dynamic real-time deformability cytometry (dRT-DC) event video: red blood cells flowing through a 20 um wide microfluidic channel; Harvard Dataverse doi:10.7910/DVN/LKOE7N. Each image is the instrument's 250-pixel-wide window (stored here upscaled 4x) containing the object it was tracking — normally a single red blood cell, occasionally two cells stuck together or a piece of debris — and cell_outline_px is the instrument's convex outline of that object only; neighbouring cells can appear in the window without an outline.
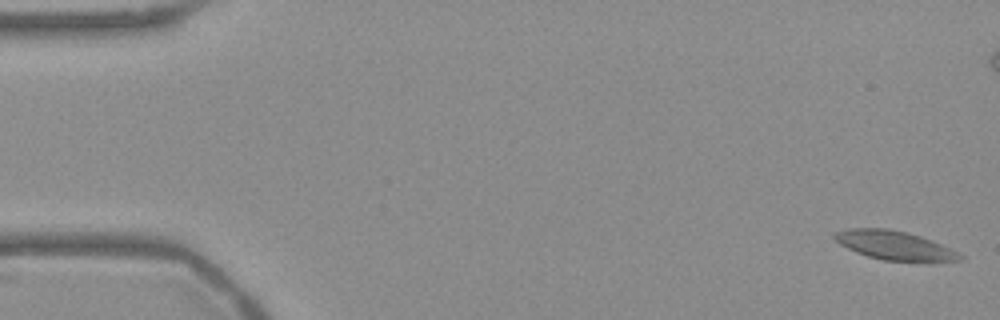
{"species": "Egyptian fruit bat (a non-hibernating species)", "species_latin": "Rousettus aegyptiacus", "temperature_condition": "warm", "stored_images_in_passage": 56, "camera_frame_rate_fps": 3000, "um_per_image_px": 0.085, "frame": {"image": 1, "passage_image": 1, "time_ms": 0.0, "image_size_px": [1000, 320], "cell_outline_px": [[964, 260], [884, 260], [868, 256], [856, 252], [840, 244], [832, 236], [836, 232], [848, 228], [888, 228], [920, 236], [932, 240], [964, 256]], "centroid_in_image_um": [75.97, 20.83], "position_along_channel_um": 9.0, "area_um2": 20.46}}
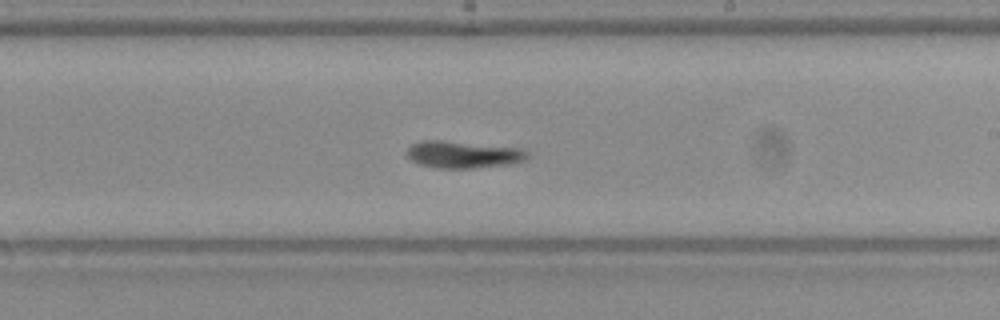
{"frame": {"image": 2, "passage_image": 32, "time_ms": 10.333, "image_size_px": [1000, 320], "cell_outline_px": [[528, 160], [512, 164], [472, 168], [436, 168], [420, 164], [412, 160], [404, 152], [412, 144], [424, 140], [444, 140], [524, 148], [528, 152]], "centroid_in_image_um": [39.42, 13.13], "position_along_channel_um": 249.6, "area_um2": 19.31}}
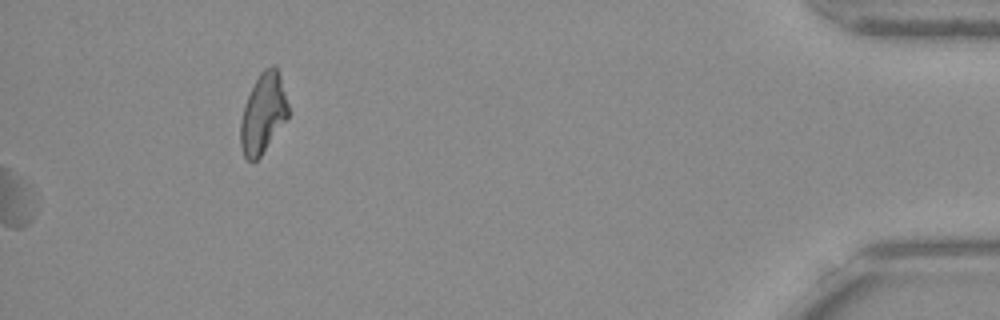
{"frame": {"image": 3, "passage_image": 56, "time_ms": 18.333, "image_size_px": [1000, 320], "cell_outline_px": [[288, 116], [260, 156], [252, 164], [244, 156], [240, 148], [240, 120], [244, 104], [260, 72], [264, 68], [272, 64], [280, 72], [288, 104]], "centroid_in_image_um": [22.34, 9.63], "position_along_channel_um": 412.9, "area_um2": 22.14}, "authors_computed_cell_mechanics": {"area_um2": 19.5364, "velocity_mm_per_s": 3.6769, "shape_relaxation_time_tau1_ms": 2.9772, "shape_relaxation_time_tau2_ms": 2.2568, "deformation_change_tau1": 0.0872, "deformation_change_tau2": 0.0718}}